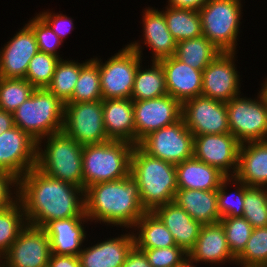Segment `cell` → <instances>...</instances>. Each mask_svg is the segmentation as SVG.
Instances as JSON below:
<instances>
[{
    "label": "cell",
    "instance_id": "obj_1",
    "mask_svg": "<svg viewBox=\"0 0 267 267\" xmlns=\"http://www.w3.org/2000/svg\"><path fill=\"white\" fill-rule=\"evenodd\" d=\"M18 200L26 222L43 228L48 222L86 217L84 189L47 176L36 167L18 179Z\"/></svg>",
    "mask_w": 267,
    "mask_h": 267
},
{
    "label": "cell",
    "instance_id": "obj_2",
    "mask_svg": "<svg viewBox=\"0 0 267 267\" xmlns=\"http://www.w3.org/2000/svg\"><path fill=\"white\" fill-rule=\"evenodd\" d=\"M84 201L85 215L91 224L116 226L122 228V231L132 229L147 212L142 206L137 181L131 174L120 180L87 187L84 190Z\"/></svg>",
    "mask_w": 267,
    "mask_h": 267
},
{
    "label": "cell",
    "instance_id": "obj_3",
    "mask_svg": "<svg viewBox=\"0 0 267 267\" xmlns=\"http://www.w3.org/2000/svg\"><path fill=\"white\" fill-rule=\"evenodd\" d=\"M130 174L137 181L146 211L174 201L178 190L175 165L152 157L135 145Z\"/></svg>",
    "mask_w": 267,
    "mask_h": 267
},
{
    "label": "cell",
    "instance_id": "obj_4",
    "mask_svg": "<svg viewBox=\"0 0 267 267\" xmlns=\"http://www.w3.org/2000/svg\"><path fill=\"white\" fill-rule=\"evenodd\" d=\"M82 151L83 145L62 130L37 142L36 168L49 177L83 188Z\"/></svg>",
    "mask_w": 267,
    "mask_h": 267
},
{
    "label": "cell",
    "instance_id": "obj_5",
    "mask_svg": "<svg viewBox=\"0 0 267 267\" xmlns=\"http://www.w3.org/2000/svg\"><path fill=\"white\" fill-rule=\"evenodd\" d=\"M134 144L122 140L83 145V189L130 175L131 155Z\"/></svg>",
    "mask_w": 267,
    "mask_h": 267
},
{
    "label": "cell",
    "instance_id": "obj_6",
    "mask_svg": "<svg viewBox=\"0 0 267 267\" xmlns=\"http://www.w3.org/2000/svg\"><path fill=\"white\" fill-rule=\"evenodd\" d=\"M65 104L47 88L34 89L14 112V126L37 142L63 130Z\"/></svg>",
    "mask_w": 267,
    "mask_h": 267
},
{
    "label": "cell",
    "instance_id": "obj_7",
    "mask_svg": "<svg viewBox=\"0 0 267 267\" xmlns=\"http://www.w3.org/2000/svg\"><path fill=\"white\" fill-rule=\"evenodd\" d=\"M243 0H209L198 12L202 33L222 52H237Z\"/></svg>",
    "mask_w": 267,
    "mask_h": 267
},
{
    "label": "cell",
    "instance_id": "obj_8",
    "mask_svg": "<svg viewBox=\"0 0 267 267\" xmlns=\"http://www.w3.org/2000/svg\"><path fill=\"white\" fill-rule=\"evenodd\" d=\"M226 109L231 134L241 144L267 140V102L261 91L255 98L233 97Z\"/></svg>",
    "mask_w": 267,
    "mask_h": 267
},
{
    "label": "cell",
    "instance_id": "obj_9",
    "mask_svg": "<svg viewBox=\"0 0 267 267\" xmlns=\"http://www.w3.org/2000/svg\"><path fill=\"white\" fill-rule=\"evenodd\" d=\"M104 61L98 62L103 99H130L138 66L145 60L127 44Z\"/></svg>",
    "mask_w": 267,
    "mask_h": 267
},
{
    "label": "cell",
    "instance_id": "obj_10",
    "mask_svg": "<svg viewBox=\"0 0 267 267\" xmlns=\"http://www.w3.org/2000/svg\"><path fill=\"white\" fill-rule=\"evenodd\" d=\"M194 136L181 118L176 123L153 131L138 146L148 155L177 165L193 157Z\"/></svg>",
    "mask_w": 267,
    "mask_h": 267
},
{
    "label": "cell",
    "instance_id": "obj_11",
    "mask_svg": "<svg viewBox=\"0 0 267 267\" xmlns=\"http://www.w3.org/2000/svg\"><path fill=\"white\" fill-rule=\"evenodd\" d=\"M63 131L81 145L109 141L104 126L102 100L67 102Z\"/></svg>",
    "mask_w": 267,
    "mask_h": 267
},
{
    "label": "cell",
    "instance_id": "obj_12",
    "mask_svg": "<svg viewBox=\"0 0 267 267\" xmlns=\"http://www.w3.org/2000/svg\"><path fill=\"white\" fill-rule=\"evenodd\" d=\"M236 54L238 53L221 52L203 70L201 96L227 103L241 94L242 75L235 63Z\"/></svg>",
    "mask_w": 267,
    "mask_h": 267
},
{
    "label": "cell",
    "instance_id": "obj_13",
    "mask_svg": "<svg viewBox=\"0 0 267 267\" xmlns=\"http://www.w3.org/2000/svg\"><path fill=\"white\" fill-rule=\"evenodd\" d=\"M50 255L47 233L43 228L27 224L1 257L0 267H48Z\"/></svg>",
    "mask_w": 267,
    "mask_h": 267
},
{
    "label": "cell",
    "instance_id": "obj_14",
    "mask_svg": "<svg viewBox=\"0 0 267 267\" xmlns=\"http://www.w3.org/2000/svg\"><path fill=\"white\" fill-rule=\"evenodd\" d=\"M181 118L193 136L231 133L226 103L197 96L182 103Z\"/></svg>",
    "mask_w": 267,
    "mask_h": 267
},
{
    "label": "cell",
    "instance_id": "obj_15",
    "mask_svg": "<svg viewBox=\"0 0 267 267\" xmlns=\"http://www.w3.org/2000/svg\"><path fill=\"white\" fill-rule=\"evenodd\" d=\"M182 104L169 94L149 100L133 101L135 145L153 131L181 119Z\"/></svg>",
    "mask_w": 267,
    "mask_h": 267
},
{
    "label": "cell",
    "instance_id": "obj_16",
    "mask_svg": "<svg viewBox=\"0 0 267 267\" xmlns=\"http://www.w3.org/2000/svg\"><path fill=\"white\" fill-rule=\"evenodd\" d=\"M37 141L17 126L0 135V171L17 179L36 167Z\"/></svg>",
    "mask_w": 267,
    "mask_h": 267
},
{
    "label": "cell",
    "instance_id": "obj_17",
    "mask_svg": "<svg viewBox=\"0 0 267 267\" xmlns=\"http://www.w3.org/2000/svg\"><path fill=\"white\" fill-rule=\"evenodd\" d=\"M240 145L231 133L194 136L193 156L226 176H235Z\"/></svg>",
    "mask_w": 267,
    "mask_h": 267
},
{
    "label": "cell",
    "instance_id": "obj_18",
    "mask_svg": "<svg viewBox=\"0 0 267 267\" xmlns=\"http://www.w3.org/2000/svg\"><path fill=\"white\" fill-rule=\"evenodd\" d=\"M142 13V39L134 40L127 44L131 49L138 52L144 58L143 49L149 47L151 50V62L175 55L177 42L168 30L164 14L155 7H145ZM143 45H141V44Z\"/></svg>",
    "mask_w": 267,
    "mask_h": 267
},
{
    "label": "cell",
    "instance_id": "obj_19",
    "mask_svg": "<svg viewBox=\"0 0 267 267\" xmlns=\"http://www.w3.org/2000/svg\"><path fill=\"white\" fill-rule=\"evenodd\" d=\"M0 49V77L25 78L30 60L39 51L33 30L25 23Z\"/></svg>",
    "mask_w": 267,
    "mask_h": 267
},
{
    "label": "cell",
    "instance_id": "obj_20",
    "mask_svg": "<svg viewBox=\"0 0 267 267\" xmlns=\"http://www.w3.org/2000/svg\"><path fill=\"white\" fill-rule=\"evenodd\" d=\"M86 223L91 224L87 217H70L48 222L43 229L50 241L51 254L79 256L85 241L88 244Z\"/></svg>",
    "mask_w": 267,
    "mask_h": 267
},
{
    "label": "cell",
    "instance_id": "obj_21",
    "mask_svg": "<svg viewBox=\"0 0 267 267\" xmlns=\"http://www.w3.org/2000/svg\"><path fill=\"white\" fill-rule=\"evenodd\" d=\"M188 260L197 265L202 263L216 266L217 264L220 267L226 263L236 264V258L229 249L226 234L220 222L202 226L194 247L188 253Z\"/></svg>",
    "mask_w": 267,
    "mask_h": 267
},
{
    "label": "cell",
    "instance_id": "obj_22",
    "mask_svg": "<svg viewBox=\"0 0 267 267\" xmlns=\"http://www.w3.org/2000/svg\"><path fill=\"white\" fill-rule=\"evenodd\" d=\"M83 246L79 254L81 267H122L128 252L134 246L132 230ZM128 232V233H127ZM107 239V240H106ZM93 244V245H92Z\"/></svg>",
    "mask_w": 267,
    "mask_h": 267
},
{
    "label": "cell",
    "instance_id": "obj_23",
    "mask_svg": "<svg viewBox=\"0 0 267 267\" xmlns=\"http://www.w3.org/2000/svg\"><path fill=\"white\" fill-rule=\"evenodd\" d=\"M164 70L168 94L181 104L201 96L203 71L193 69L175 56L158 61Z\"/></svg>",
    "mask_w": 267,
    "mask_h": 267
},
{
    "label": "cell",
    "instance_id": "obj_24",
    "mask_svg": "<svg viewBox=\"0 0 267 267\" xmlns=\"http://www.w3.org/2000/svg\"><path fill=\"white\" fill-rule=\"evenodd\" d=\"M153 212L170 231L176 245L188 254L194 247L203 225L193 220L175 201L160 205Z\"/></svg>",
    "mask_w": 267,
    "mask_h": 267
},
{
    "label": "cell",
    "instance_id": "obj_25",
    "mask_svg": "<svg viewBox=\"0 0 267 267\" xmlns=\"http://www.w3.org/2000/svg\"><path fill=\"white\" fill-rule=\"evenodd\" d=\"M106 135L110 140L127 141L135 145L133 100L102 99Z\"/></svg>",
    "mask_w": 267,
    "mask_h": 267
},
{
    "label": "cell",
    "instance_id": "obj_26",
    "mask_svg": "<svg viewBox=\"0 0 267 267\" xmlns=\"http://www.w3.org/2000/svg\"><path fill=\"white\" fill-rule=\"evenodd\" d=\"M235 177L247 186L267 187V140L240 145Z\"/></svg>",
    "mask_w": 267,
    "mask_h": 267
},
{
    "label": "cell",
    "instance_id": "obj_27",
    "mask_svg": "<svg viewBox=\"0 0 267 267\" xmlns=\"http://www.w3.org/2000/svg\"><path fill=\"white\" fill-rule=\"evenodd\" d=\"M178 189L217 190L227 177L194 156L175 165Z\"/></svg>",
    "mask_w": 267,
    "mask_h": 267
},
{
    "label": "cell",
    "instance_id": "obj_28",
    "mask_svg": "<svg viewBox=\"0 0 267 267\" xmlns=\"http://www.w3.org/2000/svg\"><path fill=\"white\" fill-rule=\"evenodd\" d=\"M174 201L202 225L218 223L221 219L217 190L178 189Z\"/></svg>",
    "mask_w": 267,
    "mask_h": 267
},
{
    "label": "cell",
    "instance_id": "obj_29",
    "mask_svg": "<svg viewBox=\"0 0 267 267\" xmlns=\"http://www.w3.org/2000/svg\"><path fill=\"white\" fill-rule=\"evenodd\" d=\"M131 230L134 245L139 249L177 246L170 231L153 211H147Z\"/></svg>",
    "mask_w": 267,
    "mask_h": 267
},
{
    "label": "cell",
    "instance_id": "obj_30",
    "mask_svg": "<svg viewBox=\"0 0 267 267\" xmlns=\"http://www.w3.org/2000/svg\"><path fill=\"white\" fill-rule=\"evenodd\" d=\"M167 94L162 65L157 61H152V63L150 61V65L145 68L141 63L135 74L131 99L133 101L149 100Z\"/></svg>",
    "mask_w": 267,
    "mask_h": 267
},
{
    "label": "cell",
    "instance_id": "obj_31",
    "mask_svg": "<svg viewBox=\"0 0 267 267\" xmlns=\"http://www.w3.org/2000/svg\"><path fill=\"white\" fill-rule=\"evenodd\" d=\"M221 52L207 37L201 35L177 42L174 56L193 69L203 71Z\"/></svg>",
    "mask_w": 267,
    "mask_h": 267
},
{
    "label": "cell",
    "instance_id": "obj_32",
    "mask_svg": "<svg viewBox=\"0 0 267 267\" xmlns=\"http://www.w3.org/2000/svg\"><path fill=\"white\" fill-rule=\"evenodd\" d=\"M163 7L168 30L176 42L203 35L200 14L197 10Z\"/></svg>",
    "mask_w": 267,
    "mask_h": 267
},
{
    "label": "cell",
    "instance_id": "obj_33",
    "mask_svg": "<svg viewBox=\"0 0 267 267\" xmlns=\"http://www.w3.org/2000/svg\"><path fill=\"white\" fill-rule=\"evenodd\" d=\"M102 99L98 62L94 58L81 61L79 79L68 102H91Z\"/></svg>",
    "mask_w": 267,
    "mask_h": 267
},
{
    "label": "cell",
    "instance_id": "obj_34",
    "mask_svg": "<svg viewBox=\"0 0 267 267\" xmlns=\"http://www.w3.org/2000/svg\"><path fill=\"white\" fill-rule=\"evenodd\" d=\"M80 74L78 60L60 59L47 89L66 104L71 98Z\"/></svg>",
    "mask_w": 267,
    "mask_h": 267
},
{
    "label": "cell",
    "instance_id": "obj_35",
    "mask_svg": "<svg viewBox=\"0 0 267 267\" xmlns=\"http://www.w3.org/2000/svg\"><path fill=\"white\" fill-rule=\"evenodd\" d=\"M233 190L231 191V187ZM246 184L235 176H227L217 189V204L220 218L242 217L244 186ZM230 187V188H229ZM228 188V189H227ZM229 190L231 192H229Z\"/></svg>",
    "mask_w": 267,
    "mask_h": 267
},
{
    "label": "cell",
    "instance_id": "obj_36",
    "mask_svg": "<svg viewBox=\"0 0 267 267\" xmlns=\"http://www.w3.org/2000/svg\"><path fill=\"white\" fill-rule=\"evenodd\" d=\"M26 225L25 213L19 200L0 210V259Z\"/></svg>",
    "mask_w": 267,
    "mask_h": 267
},
{
    "label": "cell",
    "instance_id": "obj_37",
    "mask_svg": "<svg viewBox=\"0 0 267 267\" xmlns=\"http://www.w3.org/2000/svg\"><path fill=\"white\" fill-rule=\"evenodd\" d=\"M242 217L253 228L267 226V187L244 186Z\"/></svg>",
    "mask_w": 267,
    "mask_h": 267
},
{
    "label": "cell",
    "instance_id": "obj_38",
    "mask_svg": "<svg viewBox=\"0 0 267 267\" xmlns=\"http://www.w3.org/2000/svg\"><path fill=\"white\" fill-rule=\"evenodd\" d=\"M25 78L0 77V110L14 112L34 91Z\"/></svg>",
    "mask_w": 267,
    "mask_h": 267
},
{
    "label": "cell",
    "instance_id": "obj_39",
    "mask_svg": "<svg viewBox=\"0 0 267 267\" xmlns=\"http://www.w3.org/2000/svg\"><path fill=\"white\" fill-rule=\"evenodd\" d=\"M236 266L267 267V226L253 228L245 249L236 258Z\"/></svg>",
    "mask_w": 267,
    "mask_h": 267
},
{
    "label": "cell",
    "instance_id": "obj_40",
    "mask_svg": "<svg viewBox=\"0 0 267 267\" xmlns=\"http://www.w3.org/2000/svg\"><path fill=\"white\" fill-rule=\"evenodd\" d=\"M59 60L55 55L38 51L29 62L25 79L35 89L47 88Z\"/></svg>",
    "mask_w": 267,
    "mask_h": 267
},
{
    "label": "cell",
    "instance_id": "obj_41",
    "mask_svg": "<svg viewBox=\"0 0 267 267\" xmlns=\"http://www.w3.org/2000/svg\"><path fill=\"white\" fill-rule=\"evenodd\" d=\"M219 222L224 228L229 249L237 258L245 249L253 227L244 217H225Z\"/></svg>",
    "mask_w": 267,
    "mask_h": 267
},
{
    "label": "cell",
    "instance_id": "obj_42",
    "mask_svg": "<svg viewBox=\"0 0 267 267\" xmlns=\"http://www.w3.org/2000/svg\"><path fill=\"white\" fill-rule=\"evenodd\" d=\"M27 25L33 30L38 50L43 53L55 55L63 59L60 55V46H63V41L53 32L51 27L36 13L32 19L27 22ZM62 56V57H61Z\"/></svg>",
    "mask_w": 267,
    "mask_h": 267
},
{
    "label": "cell",
    "instance_id": "obj_43",
    "mask_svg": "<svg viewBox=\"0 0 267 267\" xmlns=\"http://www.w3.org/2000/svg\"><path fill=\"white\" fill-rule=\"evenodd\" d=\"M140 250H143L152 267H179L188 259V254L179 246Z\"/></svg>",
    "mask_w": 267,
    "mask_h": 267
},
{
    "label": "cell",
    "instance_id": "obj_44",
    "mask_svg": "<svg viewBox=\"0 0 267 267\" xmlns=\"http://www.w3.org/2000/svg\"><path fill=\"white\" fill-rule=\"evenodd\" d=\"M38 15L51 27L53 32L64 42L67 36L76 28L73 18L61 12L52 10L41 11Z\"/></svg>",
    "mask_w": 267,
    "mask_h": 267
},
{
    "label": "cell",
    "instance_id": "obj_45",
    "mask_svg": "<svg viewBox=\"0 0 267 267\" xmlns=\"http://www.w3.org/2000/svg\"><path fill=\"white\" fill-rule=\"evenodd\" d=\"M18 200V179L0 171V210L11 206Z\"/></svg>",
    "mask_w": 267,
    "mask_h": 267
},
{
    "label": "cell",
    "instance_id": "obj_46",
    "mask_svg": "<svg viewBox=\"0 0 267 267\" xmlns=\"http://www.w3.org/2000/svg\"><path fill=\"white\" fill-rule=\"evenodd\" d=\"M122 267H152V266L149 264L148 258L143 252V250H140L134 245L128 252Z\"/></svg>",
    "mask_w": 267,
    "mask_h": 267
},
{
    "label": "cell",
    "instance_id": "obj_47",
    "mask_svg": "<svg viewBox=\"0 0 267 267\" xmlns=\"http://www.w3.org/2000/svg\"><path fill=\"white\" fill-rule=\"evenodd\" d=\"M48 267H81L79 256L51 254Z\"/></svg>",
    "mask_w": 267,
    "mask_h": 267
},
{
    "label": "cell",
    "instance_id": "obj_48",
    "mask_svg": "<svg viewBox=\"0 0 267 267\" xmlns=\"http://www.w3.org/2000/svg\"><path fill=\"white\" fill-rule=\"evenodd\" d=\"M208 1L209 0H168L167 6L199 11Z\"/></svg>",
    "mask_w": 267,
    "mask_h": 267
},
{
    "label": "cell",
    "instance_id": "obj_49",
    "mask_svg": "<svg viewBox=\"0 0 267 267\" xmlns=\"http://www.w3.org/2000/svg\"><path fill=\"white\" fill-rule=\"evenodd\" d=\"M14 127L13 114L8 111L0 110V135Z\"/></svg>",
    "mask_w": 267,
    "mask_h": 267
},
{
    "label": "cell",
    "instance_id": "obj_50",
    "mask_svg": "<svg viewBox=\"0 0 267 267\" xmlns=\"http://www.w3.org/2000/svg\"><path fill=\"white\" fill-rule=\"evenodd\" d=\"M264 79H265V81H263V83L260 84L261 89H259V90L262 92V94L265 97L266 102H267V77H265Z\"/></svg>",
    "mask_w": 267,
    "mask_h": 267
},
{
    "label": "cell",
    "instance_id": "obj_51",
    "mask_svg": "<svg viewBox=\"0 0 267 267\" xmlns=\"http://www.w3.org/2000/svg\"><path fill=\"white\" fill-rule=\"evenodd\" d=\"M179 267H197V264L189 261L188 259Z\"/></svg>",
    "mask_w": 267,
    "mask_h": 267
}]
</instances>
